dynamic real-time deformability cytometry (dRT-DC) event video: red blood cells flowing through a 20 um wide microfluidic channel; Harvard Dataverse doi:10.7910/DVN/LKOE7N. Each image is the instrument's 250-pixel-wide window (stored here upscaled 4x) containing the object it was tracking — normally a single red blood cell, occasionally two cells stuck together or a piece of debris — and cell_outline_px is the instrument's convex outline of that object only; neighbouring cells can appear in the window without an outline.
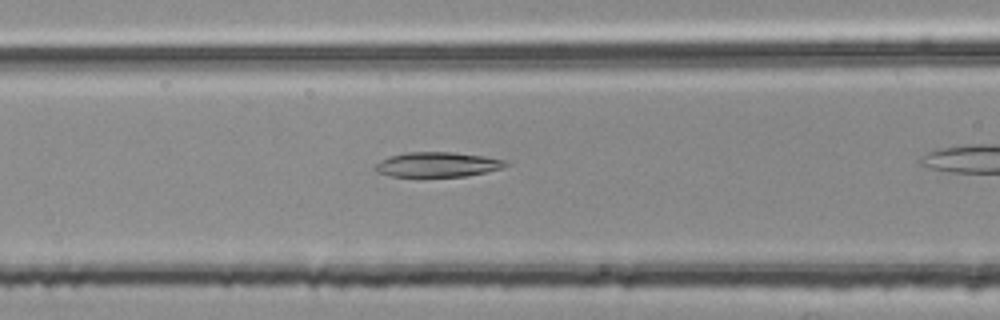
{"species": "common noctule bat (a hibernating species)", "species_latin": "Nyctalus noctula", "temperature_condition": "room temperature", "stored_images_in_passage": 35, "camera_frame_rate_fps": 3000, "um_per_image_px": 0.085, "animal": {"sex": "female", "body_mass_g": 25.1}, "frame": {"image": 1, "passage_image": 15, "time_ms": 4.667, "image_size_px": [1000, 320], "cell_outline_px": [[512, 164], [504, 168], [464, 176], [420, 180], [388, 176], [376, 172], [372, 168], [380, 160], [392, 156], [408, 152], [452, 152], [484, 156], [504, 160]], "centroid_in_image_um": [37.12, 14.04], "position_along_channel_um": 129.5, "area_um2": 19.94}}
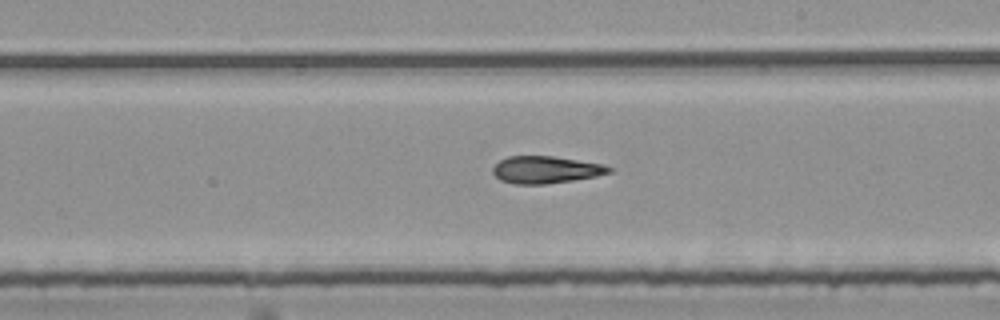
{"frame": {"image": 2, "passage_image": 24, "time_ms": 7.667, "image_size_px": [1000, 320], "cell_outline_px": [[612, 172], [596, 176], [572, 180], [544, 184], [516, 184], [500, 180], [492, 172], [492, 168], [500, 160], [508, 156], [552, 156], [604, 164], [612, 168]], "centroid_in_image_um": [46.38, 14.42], "position_along_channel_um": 242.6, "area_um2": 18.32}}
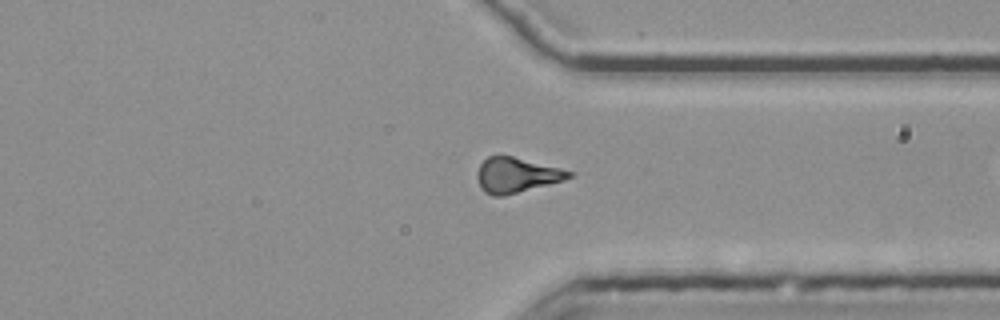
{"frame": {"image": 3, "passage_image": 34, "time_ms": 11.0, "image_size_px": [1000, 320], "cell_outline_px": [[576, 172], [572, 176], [564, 180], [504, 196], [492, 196], [484, 192], [480, 188], [476, 176], [476, 172], [480, 164], [488, 156], [512, 156]], "centroid_in_image_um": [43.88, 14.89], "position_along_channel_um": 367.5, "area_um2": 18.79}}